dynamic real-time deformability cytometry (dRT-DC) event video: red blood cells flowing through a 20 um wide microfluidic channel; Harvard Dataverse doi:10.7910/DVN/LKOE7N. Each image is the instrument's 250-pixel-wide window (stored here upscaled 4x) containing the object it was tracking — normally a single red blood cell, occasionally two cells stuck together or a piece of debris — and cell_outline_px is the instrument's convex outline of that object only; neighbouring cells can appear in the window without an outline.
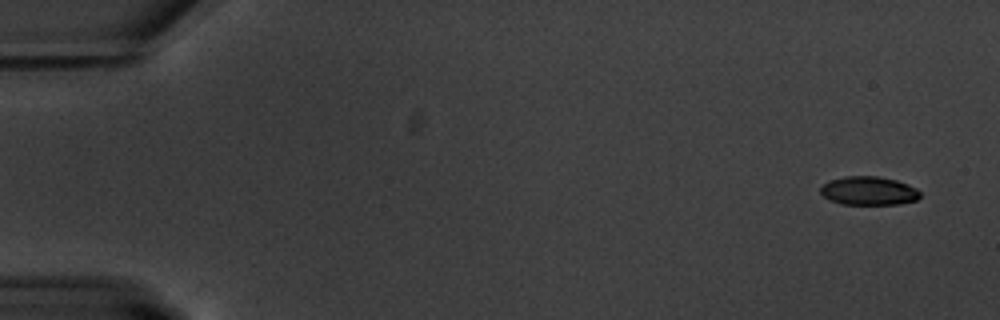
{"species": "common noctule bat (a hibernating species)", "species_latin": "Nyctalus noctula", "temperature_condition": "warm", "stored_images_in_passage": 4, "camera_frame_rate_fps": 3000, "um_per_image_px": 0.085, "animal": {"sex": "male", "body_mass_g": 20.1, "forearm_length_mm": 53.5}, "frame": {"image": 1, "passage_image": 1, "time_ms": 0.0, "image_size_px": [1000, 320], "cell_outline_px": [[920, 196], [916, 200], [900, 204], [840, 204], [824, 196], [820, 192], [820, 188], [828, 180], [844, 176], [876, 176], [896, 180], [908, 184], [916, 188], [920, 192]], "centroid_in_image_um": [73.84, 16.21], "position_along_channel_um": 11.2, "area_um2": 16.59}}
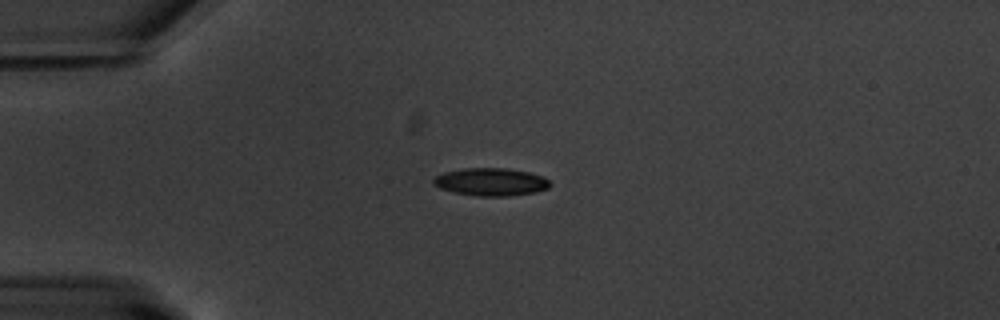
{"frame": {"image": 2, "passage_image": 4, "time_ms": 4.0, "image_size_px": [1000, 320], "cell_outline_px": [[552, 184], [548, 188], [536, 192], [508, 196], [476, 196], [452, 192], [440, 188], [432, 184], [432, 180], [436, 176], [444, 172], [464, 168], [504, 168], [528, 172], [544, 176]], "centroid_in_image_um": [41.72, 15.46], "position_along_channel_um": 43.3, "area_um2": 18.96}}